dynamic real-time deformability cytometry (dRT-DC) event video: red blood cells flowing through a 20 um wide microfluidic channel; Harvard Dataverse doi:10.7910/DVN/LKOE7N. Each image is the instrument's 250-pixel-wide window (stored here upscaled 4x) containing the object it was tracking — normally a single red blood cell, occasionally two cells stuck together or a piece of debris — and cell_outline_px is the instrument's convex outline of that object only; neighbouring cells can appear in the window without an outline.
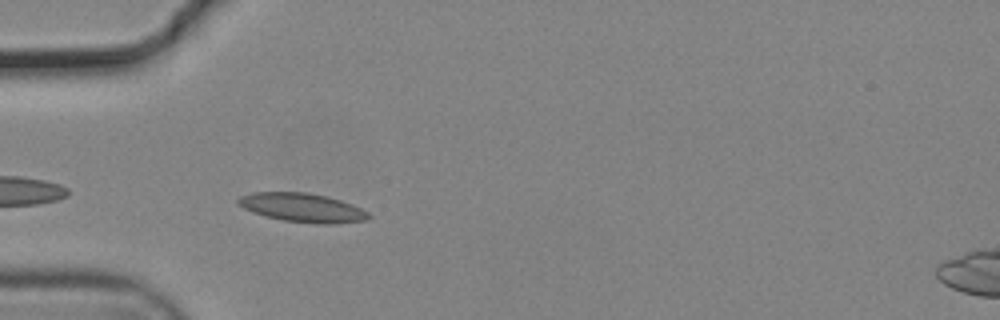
{"species": "common noctule bat (a hibernating species)", "species_latin": "Nyctalus noctula", "temperature_condition": "cold", "stored_images_in_passage": 6, "camera_frame_rate_fps": 3000, "um_per_image_px": 0.085, "animal": {"sex": "male", "body_mass_g": 19.2, "forearm_length_mm": 51.8}, "frame": {"image": 1, "passage_image": 3, "time_ms": 0.667, "image_size_px": [1000, 320], "cell_outline_px": [[372, 216], [368, 220], [336, 224], [320, 224], [284, 220], [252, 212], [236, 204], [236, 200], [240, 196], [252, 192], [308, 192], [328, 196], [352, 204], [368, 212]], "centroid_in_image_um": [25.72, 17.64], "position_along_channel_um": 59.3, "area_um2": 22.08}}